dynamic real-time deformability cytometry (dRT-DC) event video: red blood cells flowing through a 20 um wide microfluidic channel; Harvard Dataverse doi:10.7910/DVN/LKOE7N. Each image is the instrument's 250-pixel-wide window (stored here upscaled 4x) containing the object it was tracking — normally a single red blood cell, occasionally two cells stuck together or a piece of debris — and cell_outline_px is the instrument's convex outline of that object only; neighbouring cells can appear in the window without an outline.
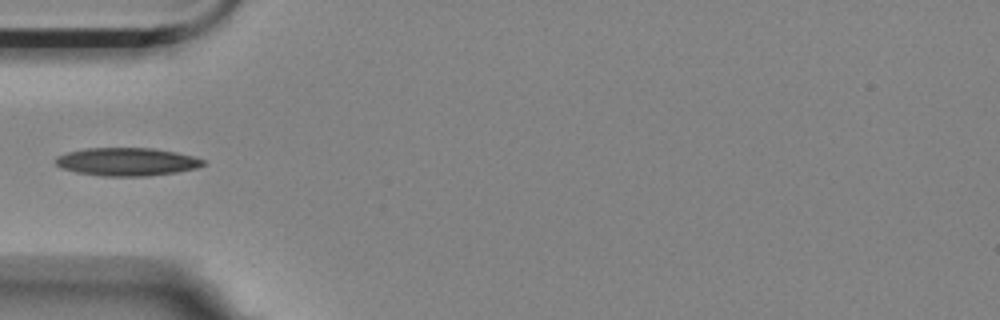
{"species": "Egyptian fruit bat (a non-hibernating species)", "species_latin": "Rousettus aegyptiacus", "temperature_condition": "room temperature", "stored_images_in_passage": 10, "camera_frame_rate_fps": 3000, "um_per_image_px": 0.085, "animal": {"sex": "female"}, "frame": {"image": 1, "passage_image": 6, "time_ms": 1.667, "image_size_px": [1000, 320], "cell_outline_px": [[204, 164], [196, 168], [176, 172], [148, 176], [104, 176], [76, 172], [60, 168], [56, 164], [56, 156], [68, 152], [84, 148], [152, 148], [176, 152], [192, 156], [204, 160]], "centroid_in_image_um": [10.75, 13.75], "position_along_channel_um": 74.2, "area_um2": 24.04}}
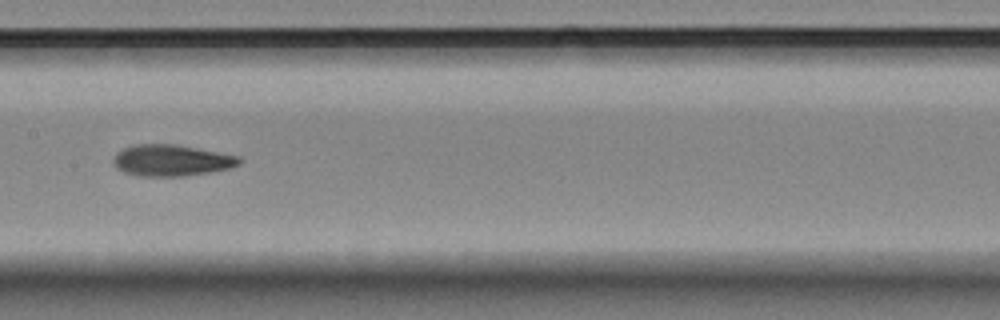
{"frame": {"image": 2, "passage_image": 9, "time_ms": 2.667, "image_size_px": [1000, 320], "cell_outline_px": [[240, 164], [228, 168], [208, 172], [184, 176], [140, 176], [124, 172], [116, 168], [112, 160], [116, 152], [132, 144], [172, 144], [196, 148], [240, 156]], "centroid_in_image_um": [14.52, 13.63], "position_along_channel_um": 192.9, "area_um2": 22.89}}
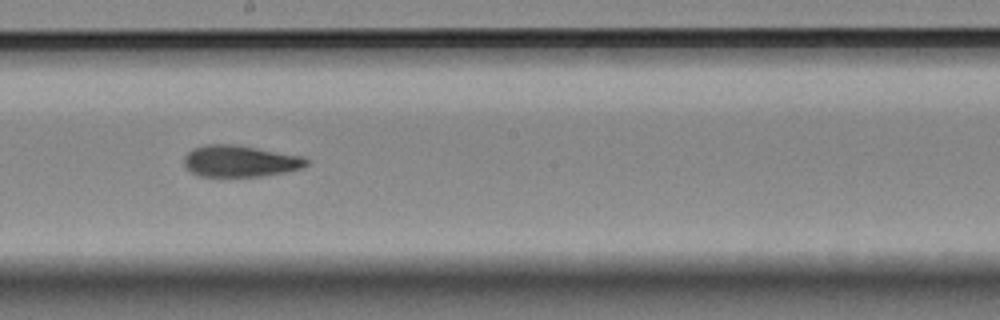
{"frame": {"image": 3, "passage_image": 10, "time_ms": 3.0, "image_size_px": [1000, 320], "cell_outline_px": [[308, 164], [304, 168], [284, 172], [260, 176], [200, 176], [184, 168], [184, 156], [192, 148], [204, 144], [232, 144], [304, 156], [308, 160]], "centroid_in_image_um": [20.39, 13.69], "position_along_channel_um": 227.8, "area_um2": 22.54}}